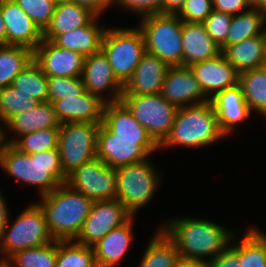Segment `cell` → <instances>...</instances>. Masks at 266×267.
Instances as JSON below:
<instances>
[{"mask_svg":"<svg viewBox=\"0 0 266 267\" xmlns=\"http://www.w3.org/2000/svg\"><path fill=\"white\" fill-rule=\"evenodd\" d=\"M0 166L16 182L38 186L41 196L55 190L67 178L58 148L29 155L6 143L0 153Z\"/></svg>","mask_w":266,"mask_h":267,"instance_id":"6da1fadb","label":"cell"},{"mask_svg":"<svg viewBox=\"0 0 266 267\" xmlns=\"http://www.w3.org/2000/svg\"><path fill=\"white\" fill-rule=\"evenodd\" d=\"M161 230L174 243L181 258L195 260H205L206 256L213 259L235 238V234L216 223L189 217L171 220Z\"/></svg>","mask_w":266,"mask_h":267,"instance_id":"7a4b0ae2","label":"cell"},{"mask_svg":"<svg viewBox=\"0 0 266 267\" xmlns=\"http://www.w3.org/2000/svg\"><path fill=\"white\" fill-rule=\"evenodd\" d=\"M41 198V202L37 203L44 211L52 238L57 241L75 240L94 201L66 183Z\"/></svg>","mask_w":266,"mask_h":267,"instance_id":"3957f363","label":"cell"},{"mask_svg":"<svg viewBox=\"0 0 266 267\" xmlns=\"http://www.w3.org/2000/svg\"><path fill=\"white\" fill-rule=\"evenodd\" d=\"M210 101L179 107L170 134L159 147H203L224 138Z\"/></svg>","mask_w":266,"mask_h":267,"instance_id":"277c9868","label":"cell"},{"mask_svg":"<svg viewBox=\"0 0 266 267\" xmlns=\"http://www.w3.org/2000/svg\"><path fill=\"white\" fill-rule=\"evenodd\" d=\"M138 28L143 33L146 52L157 56L169 67L183 65L182 20L176 14L141 17Z\"/></svg>","mask_w":266,"mask_h":267,"instance_id":"5b68a950","label":"cell"},{"mask_svg":"<svg viewBox=\"0 0 266 267\" xmlns=\"http://www.w3.org/2000/svg\"><path fill=\"white\" fill-rule=\"evenodd\" d=\"M101 50L107 56L115 77L124 86L146 53L143 33L139 28L105 29Z\"/></svg>","mask_w":266,"mask_h":267,"instance_id":"8992f818","label":"cell"},{"mask_svg":"<svg viewBox=\"0 0 266 267\" xmlns=\"http://www.w3.org/2000/svg\"><path fill=\"white\" fill-rule=\"evenodd\" d=\"M8 226L7 223L0 242V253L4 255L0 264H4L19 251L54 241L49 233L44 211L35 202L21 212L11 227Z\"/></svg>","mask_w":266,"mask_h":267,"instance_id":"52a82bcc","label":"cell"},{"mask_svg":"<svg viewBox=\"0 0 266 267\" xmlns=\"http://www.w3.org/2000/svg\"><path fill=\"white\" fill-rule=\"evenodd\" d=\"M148 160L149 158L115 169L117 183L115 198L132 216L153 198L160 184L159 174Z\"/></svg>","mask_w":266,"mask_h":267,"instance_id":"ba28073f","label":"cell"},{"mask_svg":"<svg viewBox=\"0 0 266 267\" xmlns=\"http://www.w3.org/2000/svg\"><path fill=\"white\" fill-rule=\"evenodd\" d=\"M160 146L170 134L178 107L161 94L121 96L120 100Z\"/></svg>","mask_w":266,"mask_h":267,"instance_id":"9c48e42d","label":"cell"},{"mask_svg":"<svg viewBox=\"0 0 266 267\" xmlns=\"http://www.w3.org/2000/svg\"><path fill=\"white\" fill-rule=\"evenodd\" d=\"M99 126L78 122L60 124L58 150L66 176L96 157Z\"/></svg>","mask_w":266,"mask_h":267,"instance_id":"30bf717a","label":"cell"},{"mask_svg":"<svg viewBox=\"0 0 266 267\" xmlns=\"http://www.w3.org/2000/svg\"><path fill=\"white\" fill-rule=\"evenodd\" d=\"M158 148L152 138L114 137L102 123L98 128L96 157L113 169L144 161Z\"/></svg>","mask_w":266,"mask_h":267,"instance_id":"8fae6325","label":"cell"},{"mask_svg":"<svg viewBox=\"0 0 266 267\" xmlns=\"http://www.w3.org/2000/svg\"><path fill=\"white\" fill-rule=\"evenodd\" d=\"M65 183L93 201L112 200L116 196L115 169L98 157L69 173Z\"/></svg>","mask_w":266,"mask_h":267,"instance_id":"7c38bea8","label":"cell"},{"mask_svg":"<svg viewBox=\"0 0 266 267\" xmlns=\"http://www.w3.org/2000/svg\"><path fill=\"white\" fill-rule=\"evenodd\" d=\"M131 216L124 205L116 198L94 201L75 241L92 247L112 229L124 224Z\"/></svg>","mask_w":266,"mask_h":267,"instance_id":"4fadbf2b","label":"cell"},{"mask_svg":"<svg viewBox=\"0 0 266 267\" xmlns=\"http://www.w3.org/2000/svg\"><path fill=\"white\" fill-rule=\"evenodd\" d=\"M33 59L46 77H81L84 57L45 40L33 50Z\"/></svg>","mask_w":266,"mask_h":267,"instance_id":"5bb4252c","label":"cell"},{"mask_svg":"<svg viewBox=\"0 0 266 267\" xmlns=\"http://www.w3.org/2000/svg\"><path fill=\"white\" fill-rule=\"evenodd\" d=\"M160 94L178 108L210 101L191 68L183 65L168 68Z\"/></svg>","mask_w":266,"mask_h":267,"instance_id":"9a60e30c","label":"cell"},{"mask_svg":"<svg viewBox=\"0 0 266 267\" xmlns=\"http://www.w3.org/2000/svg\"><path fill=\"white\" fill-rule=\"evenodd\" d=\"M82 81L85 91L98 95L106 103L119 102L123 93V85L115 77L107 56L100 50L98 53L84 58ZM109 91L105 99L102 92Z\"/></svg>","mask_w":266,"mask_h":267,"instance_id":"2e32d148","label":"cell"},{"mask_svg":"<svg viewBox=\"0 0 266 267\" xmlns=\"http://www.w3.org/2000/svg\"><path fill=\"white\" fill-rule=\"evenodd\" d=\"M6 27V45L24 46L32 51L43 41V32L14 0H1Z\"/></svg>","mask_w":266,"mask_h":267,"instance_id":"e0dca14e","label":"cell"},{"mask_svg":"<svg viewBox=\"0 0 266 267\" xmlns=\"http://www.w3.org/2000/svg\"><path fill=\"white\" fill-rule=\"evenodd\" d=\"M50 102L60 124L75 122L101 124L103 122L106 102L88 91L78 97L70 96Z\"/></svg>","mask_w":266,"mask_h":267,"instance_id":"ac0fdd59","label":"cell"},{"mask_svg":"<svg viewBox=\"0 0 266 267\" xmlns=\"http://www.w3.org/2000/svg\"><path fill=\"white\" fill-rule=\"evenodd\" d=\"M189 67L208 99L227 88L236 86L239 81V73L223 53Z\"/></svg>","mask_w":266,"mask_h":267,"instance_id":"d6986e66","label":"cell"},{"mask_svg":"<svg viewBox=\"0 0 266 267\" xmlns=\"http://www.w3.org/2000/svg\"><path fill=\"white\" fill-rule=\"evenodd\" d=\"M168 68L157 56L146 52L123 86L122 96L159 94Z\"/></svg>","mask_w":266,"mask_h":267,"instance_id":"ffe728a7","label":"cell"},{"mask_svg":"<svg viewBox=\"0 0 266 267\" xmlns=\"http://www.w3.org/2000/svg\"><path fill=\"white\" fill-rule=\"evenodd\" d=\"M210 102L216 113L218 126L225 136L231 134L233 128L251 114L239 84L217 93Z\"/></svg>","mask_w":266,"mask_h":267,"instance_id":"44dd1931","label":"cell"},{"mask_svg":"<svg viewBox=\"0 0 266 267\" xmlns=\"http://www.w3.org/2000/svg\"><path fill=\"white\" fill-rule=\"evenodd\" d=\"M183 66L214 58L222 53L221 48L212 40L203 23L182 21Z\"/></svg>","mask_w":266,"mask_h":267,"instance_id":"7402d4cb","label":"cell"},{"mask_svg":"<svg viewBox=\"0 0 266 267\" xmlns=\"http://www.w3.org/2000/svg\"><path fill=\"white\" fill-rule=\"evenodd\" d=\"M133 219L131 216L92 246L97 267H113L126 255L133 237Z\"/></svg>","mask_w":266,"mask_h":267,"instance_id":"603a6c76","label":"cell"},{"mask_svg":"<svg viewBox=\"0 0 266 267\" xmlns=\"http://www.w3.org/2000/svg\"><path fill=\"white\" fill-rule=\"evenodd\" d=\"M96 14L73 1H58L49 25L43 31V39L53 41L65 34L87 25Z\"/></svg>","mask_w":266,"mask_h":267,"instance_id":"cb8c5ba5","label":"cell"},{"mask_svg":"<svg viewBox=\"0 0 266 267\" xmlns=\"http://www.w3.org/2000/svg\"><path fill=\"white\" fill-rule=\"evenodd\" d=\"M222 53L239 74L263 68L266 62V32L227 46Z\"/></svg>","mask_w":266,"mask_h":267,"instance_id":"d4e9b609","label":"cell"},{"mask_svg":"<svg viewBox=\"0 0 266 267\" xmlns=\"http://www.w3.org/2000/svg\"><path fill=\"white\" fill-rule=\"evenodd\" d=\"M95 16L87 25L58 35L52 42L60 48L72 50L84 58L98 53L105 29L100 28Z\"/></svg>","mask_w":266,"mask_h":267,"instance_id":"484cf974","label":"cell"},{"mask_svg":"<svg viewBox=\"0 0 266 267\" xmlns=\"http://www.w3.org/2000/svg\"><path fill=\"white\" fill-rule=\"evenodd\" d=\"M4 125L19 136L47 128H60L50 101L40 102L32 110L13 115Z\"/></svg>","mask_w":266,"mask_h":267,"instance_id":"4316f807","label":"cell"},{"mask_svg":"<svg viewBox=\"0 0 266 267\" xmlns=\"http://www.w3.org/2000/svg\"><path fill=\"white\" fill-rule=\"evenodd\" d=\"M102 124L114 137L151 138L121 101L105 104Z\"/></svg>","mask_w":266,"mask_h":267,"instance_id":"83f0119b","label":"cell"},{"mask_svg":"<svg viewBox=\"0 0 266 267\" xmlns=\"http://www.w3.org/2000/svg\"><path fill=\"white\" fill-rule=\"evenodd\" d=\"M265 22L266 16L257 8H249L240 14L233 15L225 43L220 47L221 50L245 39L263 35L266 32V28L262 31Z\"/></svg>","mask_w":266,"mask_h":267,"instance_id":"f1b7e54d","label":"cell"},{"mask_svg":"<svg viewBox=\"0 0 266 267\" xmlns=\"http://www.w3.org/2000/svg\"><path fill=\"white\" fill-rule=\"evenodd\" d=\"M32 59L33 51L27 47L0 45V88L12 85Z\"/></svg>","mask_w":266,"mask_h":267,"instance_id":"f546056e","label":"cell"},{"mask_svg":"<svg viewBox=\"0 0 266 267\" xmlns=\"http://www.w3.org/2000/svg\"><path fill=\"white\" fill-rule=\"evenodd\" d=\"M180 259L176 246L160 229L147 246L139 267H177Z\"/></svg>","mask_w":266,"mask_h":267,"instance_id":"4dcf8cb0","label":"cell"},{"mask_svg":"<svg viewBox=\"0 0 266 267\" xmlns=\"http://www.w3.org/2000/svg\"><path fill=\"white\" fill-rule=\"evenodd\" d=\"M238 84L242 88L250 111L255 110L266 116V71L264 68L240 73Z\"/></svg>","mask_w":266,"mask_h":267,"instance_id":"1f68e13d","label":"cell"},{"mask_svg":"<svg viewBox=\"0 0 266 267\" xmlns=\"http://www.w3.org/2000/svg\"><path fill=\"white\" fill-rule=\"evenodd\" d=\"M12 86L28 98L49 101L47 77L34 59L16 76Z\"/></svg>","mask_w":266,"mask_h":267,"instance_id":"d6a6232c","label":"cell"},{"mask_svg":"<svg viewBox=\"0 0 266 267\" xmlns=\"http://www.w3.org/2000/svg\"><path fill=\"white\" fill-rule=\"evenodd\" d=\"M57 240L40 247L19 251L11 256L5 267H56Z\"/></svg>","mask_w":266,"mask_h":267,"instance_id":"836d02e7","label":"cell"},{"mask_svg":"<svg viewBox=\"0 0 266 267\" xmlns=\"http://www.w3.org/2000/svg\"><path fill=\"white\" fill-rule=\"evenodd\" d=\"M56 267H97L93 248L74 240L57 241Z\"/></svg>","mask_w":266,"mask_h":267,"instance_id":"e575fe53","label":"cell"},{"mask_svg":"<svg viewBox=\"0 0 266 267\" xmlns=\"http://www.w3.org/2000/svg\"><path fill=\"white\" fill-rule=\"evenodd\" d=\"M60 128H47L20 136L21 138L5 141L12 144L20 152L29 155L58 148V135Z\"/></svg>","mask_w":266,"mask_h":267,"instance_id":"d590c367","label":"cell"},{"mask_svg":"<svg viewBox=\"0 0 266 267\" xmlns=\"http://www.w3.org/2000/svg\"><path fill=\"white\" fill-rule=\"evenodd\" d=\"M40 102L19 92L12 85L0 88V121L4 124L18 113L32 110Z\"/></svg>","mask_w":266,"mask_h":267,"instance_id":"8d00e7d4","label":"cell"},{"mask_svg":"<svg viewBox=\"0 0 266 267\" xmlns=\"http://www.w3.org/2000/svg\"><path fill=\"white\" fill-rule=\"evenodd\" d=\"M239 241V267H266V249L264 244L247 231Z\"/></svg>","mask_w":266,"mask_h":267,"instance_id":"74e56055","label":"cell"},{"mask_svg":"<svg viewBox=\"0 0 266 267\" xmlns=\"http://www.w3.org/2000/svg\"><path fill=\"white\" fill-rule=\"evenodd\" d=\"M43 32L49 25L57 0H14Z\"/></svg>","mask_w":266,"mask_h":267,"instance_id":"f35d334b","label":"cell"},{"mask_svg":"<svg viewBox=\"0 0 266 267\" xmlns=\"http://www.w3.org/2000/svg\"><path fill=\"white\" fill-rule=\"evenodd\" d=\"M49 101L78 97L85 92L81 77H47Z\"/></svg>","mask_w":266,"mask_h":267,"instance_id":"ab89813d","label":"cell"},{"mask_svg":"<svg viewBox=\"0 0 266 267\" xmlns=\"http://www.w3.org/2000/svg\"><path fill=\"white\" fill-rule=\"evenodd\" d=\"M231 20L232 15L213 10L203 22L207 33L219 47L225 43Z\"/></svg>","mask_w":266,"mask_h":267,"instance_id":"60d3db41","label":"cell"},{"mask_svg":"<svg viewBox=\"0 0 266 267\" xmlns=\"http://www.w3.org/2000/svg\"><path fill=\"white\" fill-rule=\"evenodd\" d=\"M213 11L212 0H186L176 14L183 22L203 23Z\"/></svg>","mask_w":266,"mask_h":267,"instance_id":"b9f144b4","label":"cell"},{"mask_svg":"<svg viewBox=\"0 0 266 267\" xmlns=\"http://www.w3.org/2000/svg\"><path fill=\"white\" fill-rule=\"evenodd\" d=\"M163 0H118L123 8L131 10L133 13H139L141 17L154 14H162Z\"/></svg>","mask_w":266,"mask_h":267,"instance_id":"7bdbcfd3","label":"cell"},{"mask_svg":"<svg viewBox=\"0 0 266 267\" xmlns=\"http://www.w3.org/2000/svg\"><path fill=\"white\" fill-rule=\"evenodd\" d=\"M208 262L210 267H239V243L229 245Z\"/></svg>","mask_w":266,"mask_h":267,"instance_id":"ee69618b","label":"cell"},{"mask_svg":"<svg viewBox=\"0 0 266 267\" xmlns=\"http://www.w3.org/2000/svg\"><path fill=\"white\" fill-rule=\"evenodd\" d=\"M213 10L229 15H237L250 8L245 0H212Z\"/></svg>","mask_w":266,"mask_h":267,"instance_id":"f6af8a7d","label":"cell"},{"mask_svg":"<svg viewBox=\"0 0 266 267\" xmlns=\"http://www.w3.org/2000/svg\"><path fill=\"white\" fill-rule=\"evenodd\" d=\"M185 2L186 0H163L162 14H177Z\"/></svg>","mask_w":266,"mask_h":267,"instance_id":"bcb514c9","label":"cell"},{"mask_svg":"<svg viewBox=\"0 0 266 267\" xmlns=\"http://www.w3.org/2000/svg\"><path fill=\"white\" fill-rule=\"evenodd\" d=\"M8 208L7 205L5 203V199L4 196L2 194H0V242L2 240V236L4 233V229L7 225V223H9V213H8Z\"/></svg>","mask_w":266,"mask_h":267,"instance_id":"7dc6e473","label":"cell"},{"mask_svg":"<svg viewBox=\"0 0 266 267\" xmlns=\"http://www.w3.org/2000/svg\"><path fill=\"white\" fill-rule=\"evenodd\" d=\"M177 267H210L208 260H195L181 258Z\"/></svg>","mask_w":266,"mask_h":267,"instance_id":"c3c4849f","label":"cell"},{"mask_svg":"<svg viewBox=\"0 0 266 267\" xmlns=\"http://www.w3.org/2000/svg\"><path fill=\"white\" fill-rule=\"evenodd\" d=\"M78 5L85 6L93 11L97 16H100L104 10L95 2V0H72Z\"/></svg>","mask_w":266,"mask_h":267,"instance_id":"681fc988","label":"cell"},{"mask_svg":"<svg viewBox=\"0 0 266 267\" xmlns=\"http://www.w3.org/2000/svg\"><path fill=\"white\" fill-rule=\"evenodd\" d=\"M0 45H6V27L1 12V0H0Z\"/></svg>","mask_w":266,"mask_h":267,"instance_id":"f907efd6","label":"cell"},{"mask_svg":"<svg viewBox=\"0 0 266 267\" xmlns=\"http://www.w3.org/2000/svg\"><path fill=\"white\" fill-rule=\"evenodd\" d=\"M95 2L103 9L105 10L110 5H113V3L116 5L118 3V0H95Z\"/></svg>","mask_w":266,"mask_h":267,"instance_id":"816d5d0a","label":"cell"},{"mask_svg":"<svg viewBox=\"0 0 266 267\" xmlns=\"http://www.w3.org/2000/svg\"><path fill=\"white\" fill-rule=\"evenodd\" d=\"M250 231L264 244L266 249V235L260 232L258 229H250Z\"/></svg>","mask_w":266,"mask_h":267,"instance_id":"f5cc1de1","label":"cell"},{"mask_svg":"<svg viewBox=\"0 0 266 267\" xmlns=\"http://www.w3.org/2000/svg\"><path fill=\"white\" fill-rule=\"evenodd\" d=\"M2 129L3 128H1V126H0V153H1L2 148L4 147V145L6 144V142L4 141V140H6L5 139L6 134L4 133L5 132L4 129L3 130Z\"/></svg>","mask_w":266,"mask_h":267,"instance_id":"db71d44e","label":"cell"},{"mask_svg":"<svg viewBox=\"0 0 266 267\" xmlns=\"http://www.w3.org/2000/svg\"><path fill=\"white\" fill-rule=\"evenodd\" d=\"M250 8H258L261 0H245Z\"/></svg>","mask_w":266,"mask_h":267,"instance_id":"11a10c76","label":"cell"},{"mask_svg":"<svg viewBox=\"0 0 266 267\" xmlns=\"http://www.w3.org/2000/svg\"><path fill=\"white\" fill-rule=\"evenodd\" d=\"M257 9L266 16V0H261V3Z\"/></svg>","mask_w":266,"mask_h":267,"instance_id":"9f6ffc18","label":"cell"},{"mask_svg":"<svg viewBox=\"0 0 266 267\" xmlns=\"http://www.w3.org/2000/svg\"><path fill=\"white\" fill-rule=\"evenodd\" d=\"M263 68L266 71V62L264 63Z\"/></svg>","mask_w":266,"mask_h":267,"instance_id":"6f0895ef","label":"cell"},{"mask_svg":"<svg viewBox=\"0 0 266 267\" xmlns=\"http://www.w3.org/2000/svg\"><path fill=\"white\" fill-rule=\"evenodd\" d=\"M58 1H72V0H57V2H58Z\"/></svg>","mask_w":266,"mask_h":267,"instance_id":"680465c9","label":"cell"}]
</instances>
